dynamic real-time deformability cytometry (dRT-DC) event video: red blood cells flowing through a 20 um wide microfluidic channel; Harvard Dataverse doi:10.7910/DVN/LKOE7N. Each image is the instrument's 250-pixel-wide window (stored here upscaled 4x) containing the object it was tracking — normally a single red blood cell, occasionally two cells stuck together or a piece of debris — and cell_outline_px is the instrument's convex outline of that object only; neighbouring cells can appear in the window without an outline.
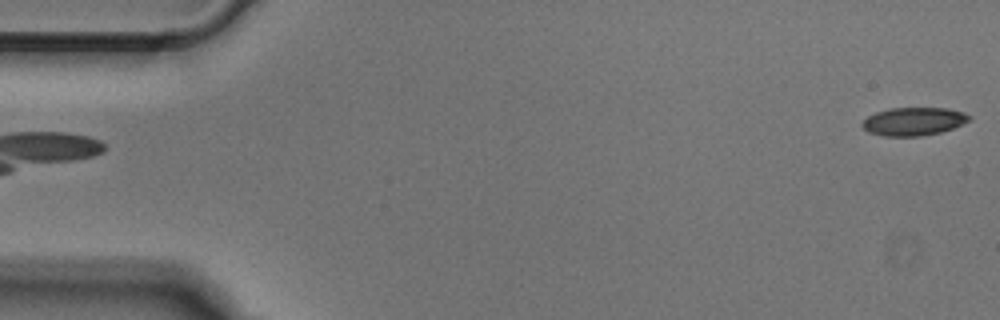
{"species": "Egyptian fruit bat (a non-hibernating species)", "species_latin": "Rousettus aegyptiacus", "temperature_condition": "cold", "stored_images_in_passage": 50, "camera_frame_rate_fps": 3000, "um_per_image_px": 0.085, "animal": {"sex": "male"}, "frame": {"image": 1, "passage_image": 1, "time_ms": 0.0, "image_size_px": [1000, 320], "cell_outline_px": [[972, 120], [952, 128], [940, 132], [920, 136], [884, 136], [868, 132], [860, 124], [868, 116], [876, 112], [888, 108], [948, 108], [964, 112], [972, 116]], "centroid_in_image_um": [77.67, 10.31], "position_along_channel_um": 7.3, "area_um2": 17.63}}
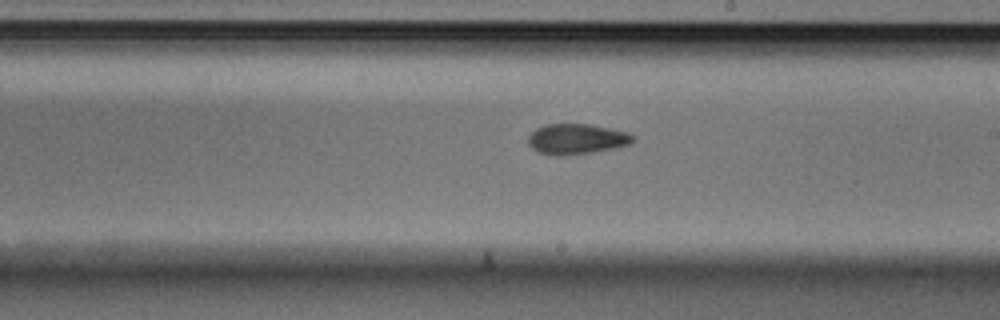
{"frame": {"image": 2, "passage_image": 28, "time_ms": 9.0, "image_size_px": [1000, 320], "cell_outline_px": [[636, 140], [632, 144], [616, 148], [592, 152], [560, 156], [556, 156], [536, 152], [528, 144], [528, 136], [536, 128], [544, 124], [588, 124], [628, 132], [636, 136]], "centroid_in_image_um": [49.03, 11.82], "position_along_channel_um": 240.0, "area_um2": 18.84}}
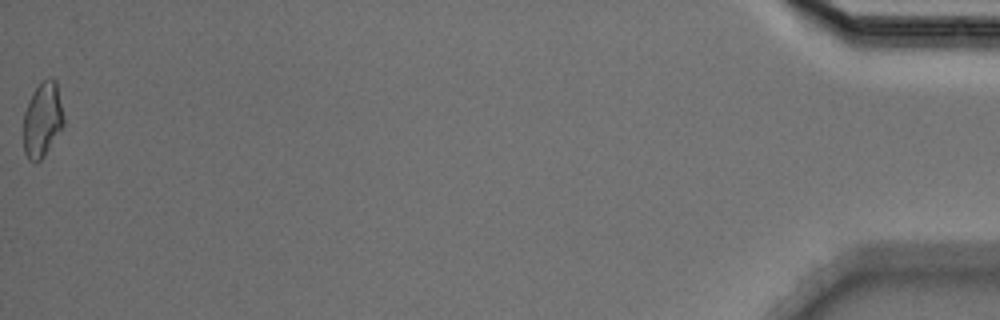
{"frame": {"image": 3, "passage_image": 50, "time_ms": 16.333, "image_size_px": [1000, 320], "cell_outline_px": [[64, 124], [44, 156], [36, 164], [28, 160], [24, 152], [24, 112], [28, 100], [32, 92], [48, 76], [52, 76], [56, 80], [64, 120]], "centroid_in_image_um": [3.59, 10.18], "position_along_channel_um": 431.6, "area_um2": 17.57}}